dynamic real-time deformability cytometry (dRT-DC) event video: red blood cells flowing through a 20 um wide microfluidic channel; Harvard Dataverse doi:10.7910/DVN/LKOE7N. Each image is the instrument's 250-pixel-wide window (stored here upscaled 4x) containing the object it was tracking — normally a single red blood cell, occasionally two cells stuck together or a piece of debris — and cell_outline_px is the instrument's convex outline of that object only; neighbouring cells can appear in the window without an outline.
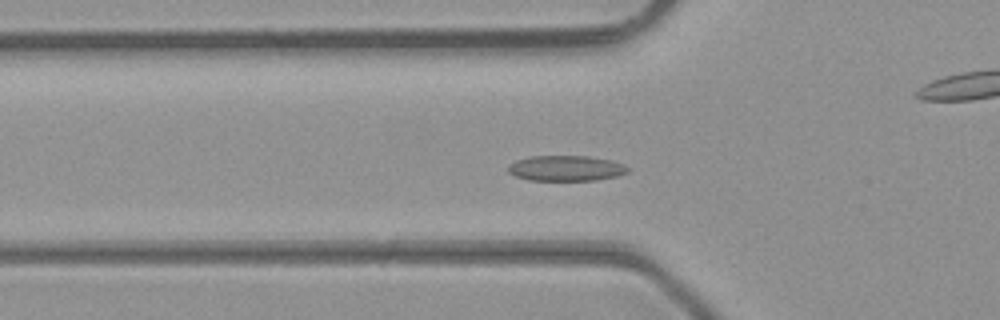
{"species": "common noctule bat (a hibernating species)", "species_latin": "Nyctalus noctula", "temperature_condition": "room temperature", "stored_images_in_passage": 48, "camera_frame_rate_fps": 3000, "um_per_image_px": 0.085, "animal": {"sex": "male", "body_mass_g": 23.1, "forearm_length_mm": 52.7}, "frame": {"image": 1, "passage_image": 16, "time_ms": 5.0, "image_size_px": [1000, 320], "cell_outline_px": [[628, 172], [616, 176], [596, 180], [528, 180], [516, 176], [508, 172], [508, 164], [516, 160], [532, 156], [588, 156], [612, 160], [624, 164], [628, 168]], "centroid_in_image_um": [48.1, 14.3], "position_along_channel_um": 77.7, "area_um2": 17.74}}
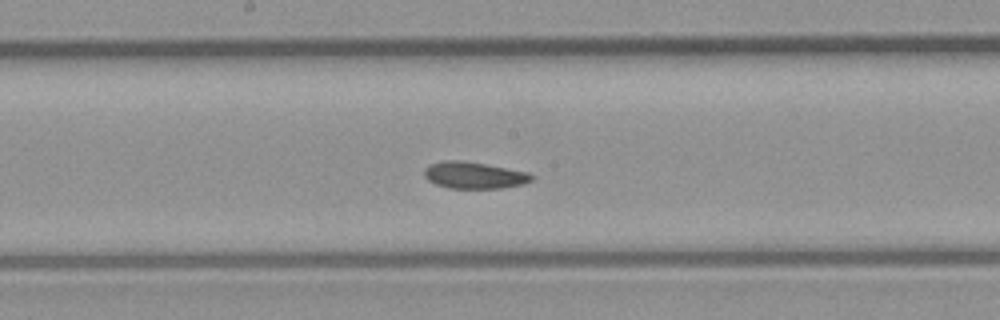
{"frame": {"image": 2, "passage_image": 25, "time_ms": 8.0, "image_size_px": [1000, 320], "cell_outline_px": [[532, 180], [524, 184], [504, 188], [448, 188], [436, 184], [428, 180], [424, 176], [424, 168], [428, 164], [448, 160], [456, 160], [484, 164], [528, 172], [532, 176]], "centroid_in_image_um": [40.27, 14.9], "position_along_channel_um": 207.9, "area_um2": 16.59}}
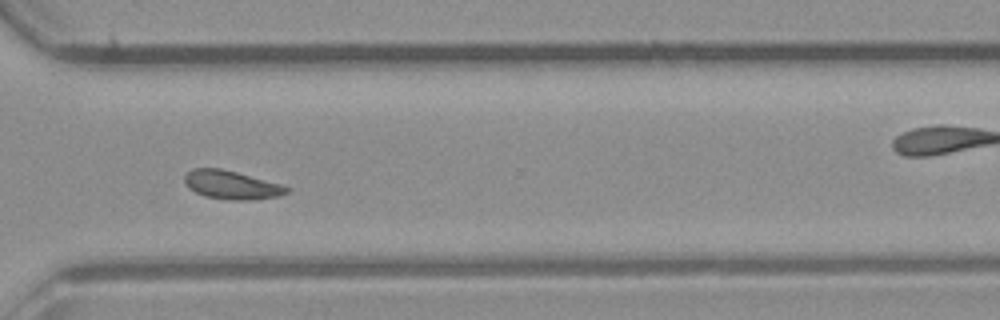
{"frame": {"image": 3, "passage_image": 35, "time_ms": 11.333, "image_size_px": [1000, 320], "cell_outline_px": [[288, 192], [280, 196], [252, 200], [228, 200], [204, 196], [188, 188], [184, 184], [184, 176], [192, 168], [220, 168], [284, 184], [288, 188]], "centroid_in_image_um": [19.68, 15.72], "position_along_channel_um": 350.9, "area_um2": 17.17}, "authors_computed_cell_mechanics": {"area_um2": 17.1955, "velocity_mm_per_s": 4.3033, "shape_relaxation_time_tau1_ms": 6.0185, "shape_relaxation_time_tau2_ms": 2.4069, "deformation_change_tau1": 0.0996, "deformation_change_tau2": 0.0628}}